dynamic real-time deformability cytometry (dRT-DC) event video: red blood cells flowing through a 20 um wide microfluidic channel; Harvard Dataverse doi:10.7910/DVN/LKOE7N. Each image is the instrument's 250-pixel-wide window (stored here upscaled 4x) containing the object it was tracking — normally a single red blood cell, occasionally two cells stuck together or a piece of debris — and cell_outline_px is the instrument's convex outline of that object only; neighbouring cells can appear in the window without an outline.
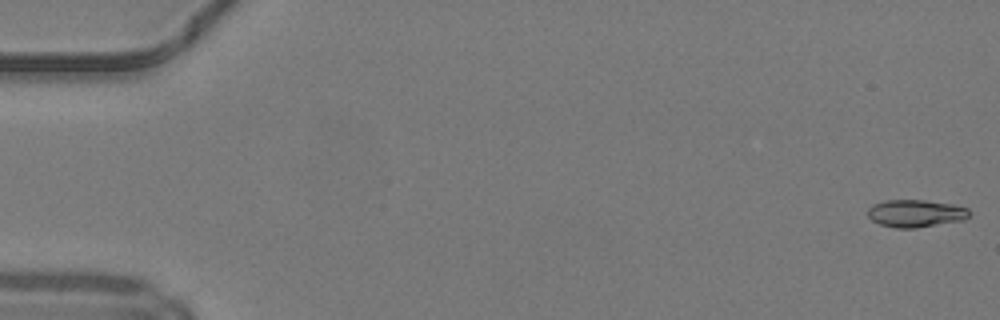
{"species": "common noctule bat (a hibernating species)", "species_latin": "Nyctalus noctula", "temperature_condition": "warm", "stored_images_in_passage": 49, "camera_frame_rate_fps": 3000, "um_per_image_px": 0.085, "animal": {"sex": "male", "body_mass_g": 19.2, "forearm_length_mm": 51.8}, "frame": {"image": 1, "passage_image": 1, "time_ms": 0.0, "image_size_px": [1000, 320], "cell_outline_px": [[968, 216], [964, 220], [916, 228], [896, 228], [880, 224], [872, 220], [868, 216], [868, 208], [872, 204], [884, 200], [924, 200], [952, 204], [968, 208]], "centroid_in_image_um": [77.8, 18.13], "position_along_channel_um": 7.2, "area_um2": 16.24}}
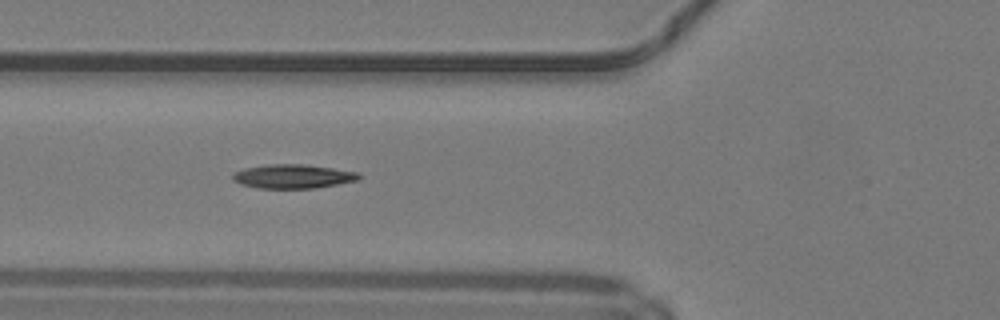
{"frame": {"image": 2, "passage_image": 19, "time_ms": 6.0, "image_size_px": [1000, 320], "cell_outline_px": [[360, 180], [316, 188], [256, 188], [240, 184], [232, 180], [232, 172], [244, 168], [272, 164], [300, 164], [332, 168], [360, 172]], "centroid_in_image_um": [24.89, 14.99], "position_along_channel_um": 100.9, "area_um2": 17.74}}
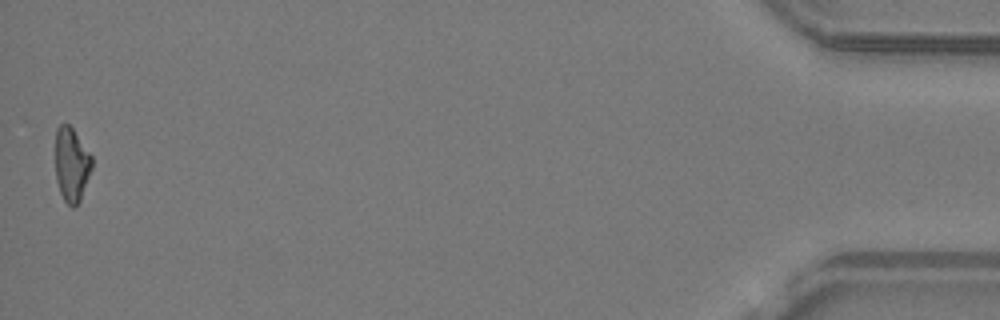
{"frame": {"image": 3, "passage_image": 49, "time_ms": 16.0, "image_size_px": [1000, 320], "cell_outline_px": [[92, 168], [80, 200], [72, 208], [64, 200], [60, 192], [56, 180], [56, 128], [60, 124], [68, 124], [72, 128], [92, 156]], "centroid_in_image_um": [6.08, 13.98], "position_along_channel_um": 429.1, "area_um2": 15.61}, "authors_computed_cell_mechanics": {"area_um2": 16.5308, "velocity_mm_per_s": 4.2454, "shape_relaxation_time_tau1_ms": 3.7581, "shape_relaxation_time_tau2_ms": null, "deformation_change_tau1": 0.1673, "deformation_change_tau2": null}}